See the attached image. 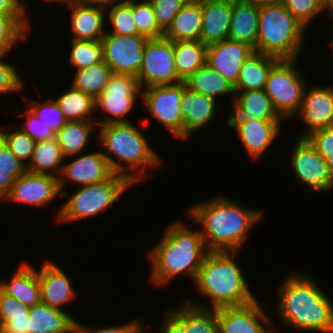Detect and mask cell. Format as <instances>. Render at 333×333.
<instances>
[{
	"mask_svg": "<svg viewBox=\"0 0 333 333\" xmlns=\"http://www.w3.org/2000/svg\"><path fill=\"white\" fill-rule=\"evenodd\" d=\"M57 197H62L59 178L49 174H34L26 171L15 179L11 191L4 201L42 209L53 203Z\"/></svg>",
	"mask_w": 333,
	"mask_h": 333,
	"instance_id": "16",
	"label": "cell"
},
{
	"mask_svg": "<svg viewBox=\"0 0 333 333\" xmlns=\"http://www.w3.org/2000/svg\"><path fill=\"white\" fill-rule=\"evenodd\" d=\"M188 88L199 94L219 101L220 97L230 96L232 106L235 97L234 86L207 63L185 80ZM226 95V96H225Z\"/></svg>",
	"mask_w": 333,
	"mask_h": 333,
	"instance_id": "30",
	"label": "cell"
},
{
	"mask_svg": "<svg viewBox=\"0 0 333 333\" xmlns=\"http://www.w3.org/2000/svg\"><path fill=\"white\" fill-rule=\"evenodd\" d=\"M307 29L279 1L259 7V29L254 52L279 60H300Z\"/></svg>",
	"mask_w": 333,
	"mask_h": 333,
	"instance_id": "6",
	"label": "cell"
},
{
	"mask_svg": "<svg viewBox=\"0 0 333 333\" xmlns=\"http://www.w3.org/2000/svg\"><path fill=\"white\" fill-rule=\"evenodd\" d=\"M185 90V81L173 85L152 86L142 89L141 105L150 116L143 118L148 126L150 118L162 125L176 140L184 141V118L181 98ZM150 117V118H149Z\"/></svg>",
	"mask_w": 333,
	"mask_h": 333,
	"instance_id": "10",
	"label": "cell"
},
{
	"mask_svg": "<svg viewBox=\"0 0 333 333\" xmlns=\"http://www.w3.org/2000/svg\"><path fill=\"white\" fill-rule=\"evenodd\" d=\"M131 187L133 188V184L125 176L113 173L102 182L76 187L79 189L74 190L73 194L64 191L61 198H68L60 204L54 220L62 225L89 217H98L111 207H115L125 192L132 189Z\"/></svg>",
	"mask_w": 333,
	"mask_h": 333,
	"instance_id": "7",
	"label": "cell"
},
{
	"mask_svg": "<svg viewBox=\"0 0 333 333\" xmlns=\"http://www.w3.org/2000/svg\"><path fill=\"white\" fill-rule=\"evenodd\" d=\"M240 1L253 4L254 6L261 7V6L277 3L281 0H240Z\"/></svg>",
	"mask_w": 333,
	"mask_h": 333,
	"instance_id": "57",
	"label": "cell"
},
{
	"mask_svg": "<svg viewBox=\"0 0 333 333\" xmlns=\"http://www.w3.org/2000/svg\"><path fill=\"white\" fill-rule=\"evenodd\" d=\"M159 27L165 32L188 0H149Z\"/></svg>",
	"mask_w": 333,
	"mask_h": 333,
	"instance_id": "46",
	"label": "cell"
},
{
	"mask_svg": "<svg viewBox=\"0 0 333 333\" xmlns=\"http://www.w3.org/2000/svg\"><path fill=\"white\" fill-rule=\"evenodd\" d=\"M201 30V0H188L164 32V37L172 42L200 40Z\"/></svg>",
	"mask_w": 333,
	"mask_h": 333,
	"instance_id": "28",
	"label": "cell"
},
{
	"mask_svg": "<svg viewBox=\"0 0 333 333\" xmlns=\"http://www.w3.org/2000/svg\"><path fill=\"white\" fill-rule=\"evenodd\" d=\"M238 254L239 251L209 252L193 283L203 301L194 297V300H185L196 306L217 310L243 306L257 299L243 268L236 262Z\"/></svg>",
	"mask_w": 333,
	"mask_h": 333,
	"instance_id": "4",
	"label": "cell"
},
{
	"mask_svg": "<svg viewBox=\"0 0 333 333\" xmlns=\"http://www.w3.org/2000/svg\"><path fill=\"white\" fill-rule=\"evenodd\" d=\"M185 333H218L217 310L187 302L184 298Z\"/></svg>",
	"mask_w": 333,
	"mask_h": 333,
	"instance_id": "37",
	"label": "cell"
},
{
	"mask_svg": "<svg viewBox=\"0 0 333 333\" xmlns=\"http://www.w3.org/2000/svg\"><path fill=\"white\" fill-rule=\"evenodd\" d=\"M297 62H299L298 59L280 60L270 70L264 89L285 122L290 118L293 119L300 110L307 86V78L302 73L301 67L299 69L297 66Z\"/></svg>",
	"mask_w": 333,
	"mask_h": 333,
	"instance_id": "9",
	"label": "cell"
},
{
	"mask_svg": "<svg viewBox=\"0 0 333 333\" xmlns=\"http://www.w3.org/2000/svg\"><path fill=\"white\" fill-rule=\"evenodd\" d=\"M97 129L96 122L67 121L63 128L56 133V139L63 155L69 157L86 152L87 146L89 148L91 146L89 143L94 137L93 133L95 135Z\"/></svg>",
	"mask_w": 333,
	"mask_h": 333,
	"instance_id": "31",
	"label": "cell"
},
{
	"mask_svg": "<svg viewBox=\"0 0 333 333\" xmlns=\"http://www.w3.org/2000/svg\"><path fill=\"white\" fill-rule=\"evenodd\" d=\"M214 197L191 205L187 216L200 227L209 252L240 251L265 211L240 205L223 194Z\"/></svg>",
	"mask_w": 333,
	"mask_h": 333,
	"instance_id": "2",
	"label": "cell"
},
{
	"mask_svg": "<svg viewBox=\"0 0 333 333\" xmlns=\"http://www.w3.org/2000/svg\"><path fill=\"white\" fill-rule=\"evenodd\" d=\"M65 156L56 138L36 142L32 158L26 166L28 172L60 177Z\"/></svg>",
	"mask_w": 333,
	"mask_h": 333,
	"instance_id": "32",
	"label": "cell"
},
{
	"mask_svg": "<svg viewBox=\"0 0 333 333\" xmlns=\"http://www.w3.org/2000/svg\"><path fill=\"white\" fill-rule=\"evenodd\" d=\"M133 17L138 33L147 39H156L164 36L159 27L152 4L149 0L133 1Z\"/></svg>",
	"mask_w": 333,
	"mask_h": 333,
	"instance_id": "42",
	"label": "cell"
},
{
	"mask_svg": "<svg viewBox=\"0 0 333 333\" xmlns=\"http://www.w3.org/2000/svg\"><path fill=\"white\" fill-rule=\"evenodd\" d=\"M329 44H330L329 47H332V49H333V39H332V41L329 42Z\"/></svg>",
	"mask_w": 333,
	"mask_h": 333,
	"instance_id": "62",
	"label": "cell"
},
{
	"mask_svg": "<svg viewBox=\"0 0 333 333\" xmlns=\"http://www.w3.org/2000/svg\"><path fill=\"white\" fill-rule=\"evenodd\" d=\"M0 150L3 148V146L5 145V137H4V132H3V126H0Z\"/></svg>",
	"mask_w": 333,
	"mask_h": 333,
	"instance_id": "58",
	"label": "cell"
},
{
	"mask_svg": "<svg viewBox=\"0 0 333 333\" xmlns=\"http://www.w3.org/2000/svg\"><path fill=\"white\" fill-rule=\"evenodd\" d=\"M38 95V99L40 100L31 98L29 101L26 99L29 98V95L28 97L25 96V102L27 100V105L25 104V106H28L41 122L57 133L67 122L64 114L62 113L58 103L54 100V96L53 98L49 97V99L43 100L40 94Z\"/></svg>",
	"mask_w": 333,
	"mask_h": 333,
	"instance_id": "40",
	"label": "cell"
},
{
	"mask_svg": "<svg viewBox=\"0 0 333 333\" xmlns=\"http://www.w3.org/2000/svg\"><path fill=\"white\" fill-rule=\"evenodd\" d=\"M231 110L226 120H284L264 89L235 92Z\"/></svg>",
	"mask_w": 333,
	"mask_h": 333,
	"instance_id": "24",
	"label": "cell"
},
{
	"mask_svg": "<svg viewBox=\"0 0 333 333\" xmlns=\"http://www.w3.org/2000/svg\"><path fill=\"white\" fill-rule=\"evenodd\" d=\"M84 1L96 6L107 8L109 6L125 2L127 0H84Z\"/></svg>",
	"mask_w": 333,
	"mask_h": 333,
	"instance_id": "55",
	"label": "cell"
},
{
	"mask_svg": "<svg viewBox=\"0 0 333 333\" xmlns=\"http://www.w3.org/2000/svg\"><path fill=\"white\" fill-rule=\"evenodd\" d=\"M325 160L329 169V173L333 179V151L318 152Z\"/></svg>",
	"mask_w": 333,
	"mask_h": 333,
	"instance_id": "56",
	"label": "cell"
},
{
	"mask_svg": "<svg viewBox=\"0 0 333 333\" xmlns=\"http://www.w3.org/2000/svg\"><path fill=\"white\" fill-rule=\"evenodd\" d=\"M309 273L286 272L276 290V316L296 332L333 333V300ZM316 278V279H315Z\"/></svg>",
	"mask_w": 333,
	"mask_h": 333,
	"instance_id": "1",
	"label": "cell"
},
{
	"mask_svg": "<svg viewBox=\"0 0 333 333\" xmlns=\"http://www.w3.org/2000/svg\"><path fill=\"white\" fill-rule=\"evenodd\" d=\"M281 2L307 30L312 24L311 22L323 13L328 14L326 17L333 18V13L325 6L322 0H281Z\"/></svg>",
	"mask_w": 333,
	"mask_h": 333,
	"instance_id": "41",
	"label": "cell"
},
{
	"mask_svg": "<svg viewBox=\"0 0 333 333\" xmlns=\"http://www.w3.org/2000/svg\"><path fill=\"white\" fill-rule=\"evenodd\" d=\"M259 299L238 306L217 309L218 333H271L278 326L274 325L272 314ZM271 316V317H270Z\"/></svg>",
	"mask_w": 333,
	"mask_h": 333,
	"instance_id": "14",
	"label": "cell"
},
{
	"mask_svg": "<svg viewBox=\"0 0 333 333\" xmlns=\"http://www.w3.org/2000/svg\"><path fill=\"white\" fill-rule=\"evenodd\" d=\"M164 230L161 239L147 253L151 267L150 284L165 287L183 274L194 283L209 253L199 228H192L184 220H176Z\"/></svg>",
	"mask_w": 333,
	"mask_h": 333,
	"instance_id": "3",
	"label": "cell"
},
{
	"mask_svg": "<svg viewBox=\"0 0 333 333\" xmlns=\"http://www.w3.org/2000/svg\"><path fill=\"white\" fill-rule=\"evenodd\" d=\"M219 104L212 97L192 91L185 83V90L181 98L184 141L189 140L193 134L201 131L202 128L211 125L210 123L216 118V113H219Z\"/></svg>",
	"mask_w": 333,
	"mask_h": 333,
	"instance_id": "22",
	"label": "cell"
},
{
	"mask_svg": "<svg viewBox=\"0 0 333 333\" xmlns=\"http://www.w3.org/2000/svg\"><path fill=\"white\" fill-rule=\"evenodd\" d=\"M253 52L246 43L226 39L207 46L206 63L235 86L242 63Z\"/></svg>",
	"mask_w": 333,
	"mask_h": 333,
	"instance_id": "21",
	"label": "cell"
},
{
	"mask_svg": "<svg viewBox=\"0 0 333 333\" xmlns=\"http://www.w3.org/2000/svg\"><path fill=\"white\" fill-rule=\"evenodd\" d=\"M30 307L0 288V320L28 319Z\"/></svg>",
	"mask_w": 333,
	"mask_h": 333,
	"instance_id": "48",
	"label": "cell"
},
{
	"mask_svg": "<svg viewBox=\"0 0 333 333\" xmlns=\"http://www.w3.org/2000/svg\"><path fill=\"white\" fill-rule=\"evenodd\" d=\"M41 264L39 269L37 268L41 302L67 312L65 310L66 304L73 303L78 297L76 296L78 292L73 285L74 283L61 268V265L56 264L51 258L45 259Z\"/></svg>",
	"mask_w": 333,
	"mask_h": 333,
	"instance_id": "19",
	"label": "cell"
},
{
	"mask_svg": "<svg viewBox=\"0 0 333 333\" xmlns=\"http://www.w3.org/2000/svg\"><path fill=\"white\" fill-rule=\"evenodd\" d=\"M8 54L0 52V96H7L9 93H21L26 86V82L20 76L21 73H19L18 67H16L17 65L6 60Z\"/></svg>",
	"mask_w": 333,
	"mask_h": 333,
	"instance_id": "44",
	"label": "cell"
},
{
	"mask_svg": "<svg viewBox=\"0 0 333 333\" xmlns=\"http://www.w3.org/2000/svg\"><path fill=\"white\" fill-rule=\"evenodd\" d=\"M281 121L285 120H226V125L229 129H235V135L249 158L258 161L282 134Z\"/></svg>",
	"mask_w": 333,
	"mask_h": 333,
	"instance_id": "17",
	"label": "cell"
},
{
	"mask_svg": "<svg viewBox=\"0 0 333 333\" xmlns=\"http://www.w3.org/2000/svg\"><path fill=\"white\" fill-rule=\"evenodd\" d=\"M97 130V143L103 147L112 172L125 176L133 185L145 180L147 168L162 166L163 158L152 148L144 129L134 122L101 125Z\"/></svg>",
	"mask_w": 333,
	"mask_h": 333,
	"instance_id": "5",
	"label": "cell"
},
{
	"mask_svg": "<svg viewBox=\"0 0 333 333\" xmlns=\"http://www.w3.org/2000/svg\"><path fill=\"white\" fill-rule=\"evenodd\" d=\"M308 85L310 84L305 88L300 110L294 116L299 117L305 125L299 138H306L318 129L333 125V86L312 85L310 88Z\"/></svg>",
	"mask_w": 333,
	"mask_h": 333,
	"instance_id": "18",
	"label": "cell"
},
{
	"mask_svg": "<svg viewBox=\"0 0 333 333\" xmlns=\"http://www.w3.org/2000/svg\"><path fill=\"white\" fill-rule=\"evenodd\" d=\"M29 261H22L9 280H0V288L28 307L41 302L40 281L37 268Z\"/></svg>",
	"mask_w": 333,
	"mask_h": 333,
	"instance_id": "25",
	"label": "cell"
},
{
	"mask_svg": "<svg viewBox=\"0 0 333 333\" xmlns=\"http://www.w3.org/2000/svg\"><path fill=\"white\" fill-rule=\"evenodd\" d=\"M322 2L333 13V0H322Z\"/></svg>",
	"mask_w": 333,
	"mask_h": 333,
	"instance_id": "59",
	"label": "cell"
},
{
	"mask_svg": "<svg viewBox=\"0 0 333 333\" xmlns=\"http://www.w3.org/2000/svg\"><path fill=\"white\" fill-rule=\"evenodd\" d=\"M8 128V125L3 128L5 145L17 159L27 166L32 158L36 141L20 130L18 126L12 131H9Z\"/></svg>",
	"mask_w": 333,
	"mask_h": 333,
	"instance_id": "43",
	"label": "cell"
},
{
	"mask_svg": "<svg viewBox=\"0 0 333 333\" xmlns=\"http://www.w3.org/2000/svg\"><path fill=\"white\" fill-rule=\"evenodd\" d=\"M258 29L259 7L240 0H232L228 39L246 43L255 50Z\"/></svg>",
	"mask_w": 333,
	"mask_h": 333,
	"instance_id": "27",
	"label": "cell"
},
{
	"mask_svg": "<svg viewBox=\"0 0 333 333\" xmlns=\"http://www.w3.org/2000/svg\"><path fill=\"white\" fill-rule=\"evenodd\" d=\"M29 14H0V52L10 53L32 31Z\"/></svg>",
	"mask_w": 333,
	"mask_h": 333,
	"instance_id": "35",
	"label": "cell"
},
{
	"mask_svg": "<svg viewBox=\"0 0 333 333\" xmlns=\"http://www.w3.org/2000/svg\"><path fill=\"white\" fill-rule=\"evenodd\" d=\"M25 0H0V14H29Z\"/></svg>",
	"mask_w": 333,
	"mask_h": 333,
	"instance_id": "52",
	"label": "cell"
},
{
	"mask_svg": "<svg viewBox=\"0 0 333 333\" xmlns=\"http://www.w3.org/2000/svg\"><path fill=\"white\" fill-rule=\"evenodd\" d=\"M175 70L185 81L206 64L207 46L200 40L174 42Z\"/></svg>",
	"mask_w": 333,
	"mask_h": 333,
	"instance_id": "34",
	"label": "cell"
},
{
	"mask_svg": "<svg viewBox=\"0 0 333 333\" xmlns=\"http://www.w3.org/2000/svg\"><path fill=\"white\" fill-rule=\"evenodd\" d=\"M137 78L142 89L180 83L175 70L174 42L164 36L148 39Z\"/></svg>",
	"mask_w": 333,
	"mask_h": 333,
	"instance_id": "12",
	"label": "cell"
},
{
	"mask_svg": "<svg viewBox=\"0 0 333 333\" xmlns=\"http://www.w3.org/2000/svg\"><path fill=\"white\" fill-rule=\"evenodd\" d=\"M24 110L25 111H23V113L20 112L21 114H18L20 116H24L23 120L26 118L23 121L24 123L22 122L20 125L17 123L20 130L36 142L56 138V133L46 124L41 122L29 107Z\"/></svg>",
	"mask_w": 333,
	"mask_h": 333,
	"instance_id": "45",
	"label": "cell"
},
{
	"mask_svg": "<svg viewBox=\"0 0 333 333\" xmlns=\"http://www.w3.org/2000/svg\"><path fill=\"white\" fill-rule=\"evenodd\" d=\"M290 154V169L294 178L313 192H333V179L326 160L318 153L307 138L294 142Z\"/></svg>",
	"mask_w": 333,
	"mask_h": 333,
	"instance_id": "11",
	"label": "cell"
},
{
	"mask_svg": "<svg viewBox=\"0 0 333 333\" xmlns=\"http://www.w3.org/2000/svg\"><path fill=\"white\" fill-rule=\"evenodd\" d=\"M141 98L142 88L137 77L113 73L104 91L95 99V114L99 113L96 115L97 126L132 122L128 117L142 102Z\"/></svg>",
	"mask_w": 333,
	"mask_h": 333,
	"instance_id": "8",
	"label": "cell"
},
{
	"mask_svg": "<svg viewBox=\"0 0 333 333\" xmlns=\"http://www.w3.org/2000/svg\"><path fill=\"white\" fill-rule=\"evenodd\" d=\"M0 167L3 169H13L14 179L22 176L27 171L26 165L17 159L6 145L0 150Z\"/></svg>",
	"mask_w": 333,
	"mask_h": 333,
	"instance_id": "51",
	"label": "cell"
},
{
	"mask_svg": "<svg viewBox=\"0 0 333 333\" xmlns=\"http://www.w3.org/2000/svg\"><path fill=\"white\" fill-rule=\"evenodd\" d=\"M74 72L70 85L92 96L94 99L104 91L113 74L112 69L105 61L81 70H75Z\"/></svg>",
	"mask_w": 333,
	"mask_h": 333,
	"instance_id": "36",
	"label": "cell"
},
{
	"mask_svg": "<svg viewBox=\"0 0 333 333\" xmlns=\"http://www.w3.org/2000/svg\"><path fill=\"white\" fill-rule=\"evenodd\" d=\"M13 169L0 167V202H4L14 184Z\"/></svg>",
	"mask_w": 333,
	"mask_h": 333,
	"instance_id": "54",
	"label": "cell"
},
{
	"mask_svg": "<svg viewBox=\"0 0 333 333\" xmlns=\"http://www.w3.org/2000/svg\"><path fill=\"white\" fill-rule=\"evenodd\" d=\"M28 319L0 320V333H28Z\"/></svg>",
	"mask_w": 333,
	"mask_h": 333,
	"instance_id": "53",
	"label": "cell"
},
{
	"mask_svg": "<svg viewBox=\"0 0 333 333\" xmlns=\"http://www.w3.org/2000/svg\"><path fill=\"white\" fill-rule=\"evenodd\" d=\"M69 333H81L80 329L76 326L74 329H72Z\"/></svg>",
	"mask_w": 333,
	"mask_h": 333,
	"instance_id": "61",
	"label": "cell"
},
{
	"mask_svg": "<svg viewBox=\"0 0 333 333\" xmlns=\"http://www.w3.org/2000/svg\"><path fill=\"white\" fill-rule=\"evenodd\" d=\"M63 5L70 11L71 39L99 41L106 33V11L84 0H66Z\"/></svg>",
	"mask_w": 333,
	"mask_h": 333,
	"instance_id": "20",
	"label": "cell"
},
{
	"mask_svg": "<svg viewBox=\"0 0 333 333\" xmlns=\"http://www.w3.org/2000/svg\"><path fill=\"white\" fill-rule=\"evenodd\" d=\"M179 306V307H178ZM176 307L166 308L157 333H185L184 331V302Z\"/></svg>",
	"mask_w": 333,
	"mask_h": 333,
	"instance_id": "49",
	"label": "cell"
},
{
	"mask_svg": "<svg viewBox=\"0 0 333 333\" xmlns=\"http://www.w3.org/2000/svg\"><path fill=\"white\" fill-rule=\"evenodd\" d=\"M306 138L318 152L333 151V125L318 129Z\"/></svg>",
	"mask_w": 333,
	"mask_h": 333,
	"instance_id": "50",
	"label": "cell"
},
{
	"mask_svg": "<svg viewBox=\"0 0 333 333\" xmlns=\"http://www.w3.org/2000/svg\"><path fill=\"white\" fill-rule=\"evenodd\" d=\"M39 1H40V2L43 1V2H45V4H46V2H47V4L50 5V3H51V4H53V3H60V4H63L66 0H39Z\"/></svg>",
	"mask_w": 333,
	"mask_h": 333,
	"instance_id": "60",
	"label": "cell"
},
{
	"mask_svg": "<svg viewBox=\"0 0 333 333\" xmlns=\"http://www.w3.org/2000/svg\"><path fill=\"white\" fill-rule=\"evenodd\" d=\"M78 318L66 311L40 302L30 307L28 333H69L76 327Z\"/></svg>",
	"mask_w": 333,
	"mask_h": 333,
	"instance_id": "26",
	"label": "cell"
},
{
	"mask_svg": "<svg viewBox=\"0 0 333 333\" xmlns=\"http://www.w3.org/2000/svg\"><path fill=\"white\" fill-rule=\"evenodd\" d=\"M280 60L266 54L253 52L243 63L236 85L235 92L265 89L270 70Z\"/></svg>",
	"mask_w": 333,
	"mask_h": 333,
	"instance_id": "29",
	"label": "cell"
},
{
	"mask_svg": "<svg viewBox=\"0 0 333 333\" xmlns=\"http://www.w3.org/2000/svg\"><path fill=\"white\" fill-rule=\"evenodd\" d=\"M202 30L200 41L209 46L228 39L232 0H201Z\"/></svg>",
	"mask_w": 333,
	"mask_h": 333,
	"instance_id": "23",
	"label": "cell"
},
{
	"mask_svg": "<svg viewBox=\"0 0 333 333\" xmlns=\"http://www.w3.org/2000/svg\"><path fill=\"white\" fill-rule=\"evenodd\" d=\"M141 320L142 319L140 317H137L123 324H114L112 326L108 325L106 327L104 325L103 327H100V325L96 326L98 325L97 323L95 326L90 327L77 320L76 326L80 329L81 333H143L144 326Z\"/></svg>",
	"mask_w": 333,
	"mask_h": 333,
	"instance_id": "47",
	"label": "cell"
},
{
	"mask_svg": "<svg viewBox=\"0 0 333 333\" xmlns=\"http://www.w3.org/2000/svg\"><path fill=\"white\" fill-rule=\"evenodd\" d=\"M70 158V159H69ZM67 160V161H66ZM70 160V161H69ZM113 174L102 150L83 152L65 158L59 177L61 193L67 191L68 183L77 187L91 185L108 179Z\"/></svg>",
	"mask_w": 333,
	"mask_h": 333,
	"instance_id": "15",
	"label": "cell"
},
{
	"mask_svg": "<svg viewBox=\"0 0 333 333\" xmlns=\"http://www.w3.org/2000/svg\"><path fill=\"white\" fill-rule=\"evenodd\" d=\"M148 39L140 34L115 35L105 33L101 42L103 61L114 74H126L137 77L143 61L144 47Z\"/></svg>",
	"mask_w": 333,
	"mask_h": 333,
	"instance_id": "13",
	"label": "cell"
},
{
	"mask_svg": "<svg viewBox=\"0 0 333 333\" xmlns=\"http://www.w3.org/2000/svg\"><path fill=\"white\" fill-rule=\"evenodd\" d=\"M278 329L277 330H273L271 333H278Z\"/></svg>",
	"mask_w": 333,
	"mask_h": 333,
	"instance_id": "63",
	"label": "cell"
},
{
	"mask_svg": "<svg viewBox=\"0 0 333 333\" xmlns=\"http://www.w3.org/2000/svg\"><path fill=\"white\" fill-rule=\"evenodd\" d=\"M105 11L106 33L115 35L139 34L133 17V1H125L109 6L105 8Z\"/></svg>",
	"mask_w": 333,
	"mask_h": 333,
	"instance_id": "39",
	"label": "cell"
},
{
	"mask_svg": "<svg viewBox=\"0 0 333 333\" xmlns=\"http://www.w3.org/2000/svg\"><path fill=\"white\" fill-rule=\"evenodd\" d=\"M65 90L54 100L58 103L66 121L96 122L95 99L71 85Z\"/></svg>",
	"mask_w": 333,
	"mask_h": 333,
	"instance_id": "33",
	"label": "cell"
},
{
	"mask_svg": "<svg viewBox=\"0 0 333 333\" xmlns=\"http://www.w3.org/2000/svg\"><path fill=\"white\" fill-rule=\"evenodd\" d=\"M68 64L73 70H81L103 61V46L101 40L87 41L70 39Z\"/></svg>",
	"mask_w": 333,
	"mask_h": 333,
	"instance_id": "38",
	"label": "cell"
}]
</instances>
